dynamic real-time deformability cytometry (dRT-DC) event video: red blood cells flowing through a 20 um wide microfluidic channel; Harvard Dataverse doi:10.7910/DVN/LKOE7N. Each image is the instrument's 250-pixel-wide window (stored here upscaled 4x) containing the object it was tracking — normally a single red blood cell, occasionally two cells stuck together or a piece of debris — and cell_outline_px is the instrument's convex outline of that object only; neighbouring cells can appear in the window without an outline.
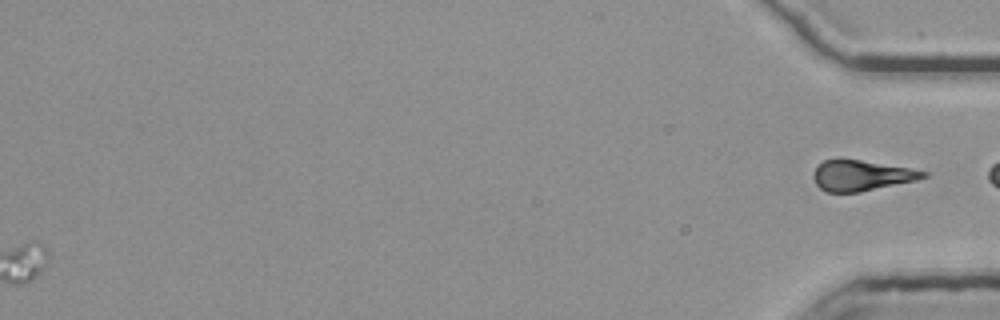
{"species": "common noctule bat (a hibernating species)", "species_latin": "Nyctalus noctula", "temperature_condition": "room temperature", "stored_images_in_passage": 48, "camera_frame_rate_fps": 3000, "um_per_image_px": 0.085, "animal": {"sex": "female", "body_mass_g": 25.1}, "frame": {"image": 1, "passage_image": 48, "time_ms": 15.667, "image_size_px": [1000, 320], "cell_outline_px": [[928, 176], [916, 180], [860, 192], [824, 192], [816, 184], [812, 176], [812, 172], [824, 160], [836, 156], [840, 156], [912, 168], [928, 172]], "centroid_in_image_um": [73.18, 14.87], "position_along_channel_um": 362.0, "area_um2": 20.17}}